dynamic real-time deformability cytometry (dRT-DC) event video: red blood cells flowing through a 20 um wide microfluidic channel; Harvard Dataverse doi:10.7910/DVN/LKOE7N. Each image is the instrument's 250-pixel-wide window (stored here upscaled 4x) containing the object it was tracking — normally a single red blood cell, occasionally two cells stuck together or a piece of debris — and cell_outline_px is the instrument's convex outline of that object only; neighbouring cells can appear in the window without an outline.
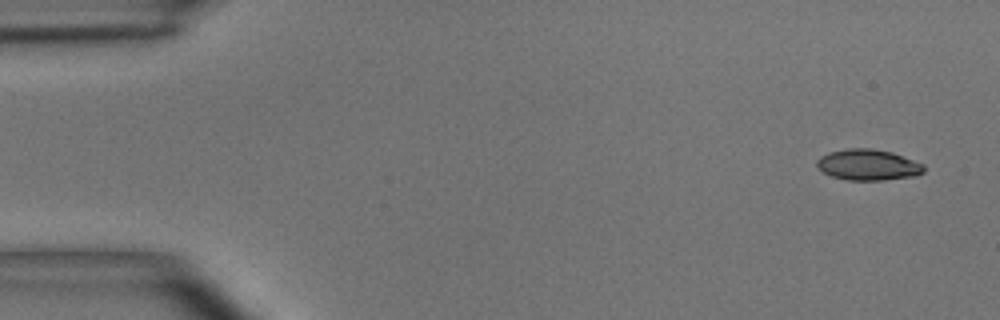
{"species": "common noctule bat (a hibernating species)", "species_latin": "Nyctalus noctula", "temperature_condition": "room temperature", "stored_images_in_passage": 5, "camera_frame_rate_fps": 3000, "um_per_image_px": 0.085, "animal": {"sex": "male", "body_mass_g": 15.6}, "frame": {"image": 1, "passage_image": 1, "time_ms": 0.0, "image_size_px": [1000, 320], "cell_outline_px": [[924, 172], [916, 176], [884, 180], [848, 180], [832, 176], [816, 168], [816, 160], [820, 156], [828, 152], [848, 148], [872, 148], [892, 152], [924, 164]], "centroid_in_image_um": [73.77, 14.0], "position_along_channel_um": 11.2, "area_um2": 19.48}}
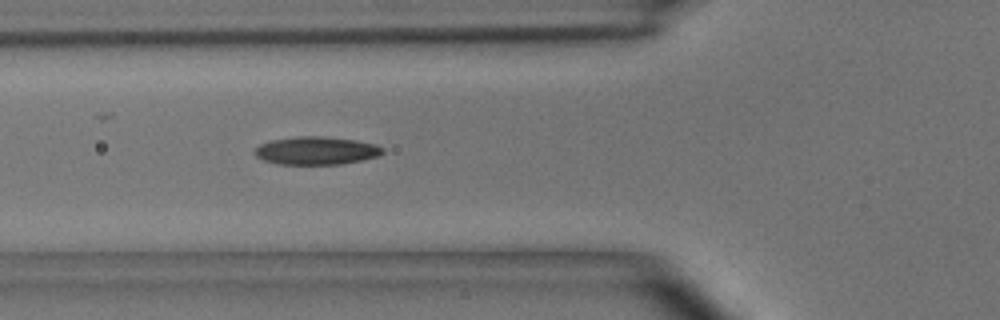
{"frame": {"image": 2, "passage_image": 5, "time_ms": 5.333, "image_size_px": [1000, 320], "cell_outline_px": [[384, 152], [376, 156], [360, 160], [340, 164], [276, 164], [264, 160], [256, 156], [252, 152], [260, 144], [272, 140], [296, 136], [320, 136], [356, 140], [376, 144], [384, 148]], "centroid_in_image_um": [26.86, 12.8], "position_along_channel_um": 98.9, "area_um2": 20.81}}